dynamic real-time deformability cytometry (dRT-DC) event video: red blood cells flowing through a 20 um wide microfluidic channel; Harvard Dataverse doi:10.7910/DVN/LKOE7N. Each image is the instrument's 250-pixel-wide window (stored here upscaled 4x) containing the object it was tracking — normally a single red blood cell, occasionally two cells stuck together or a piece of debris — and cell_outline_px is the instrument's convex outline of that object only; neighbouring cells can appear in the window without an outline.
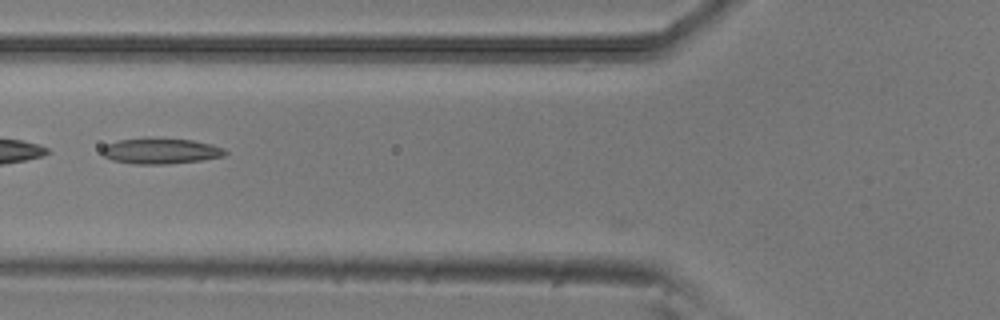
{"species": "common noctule bat (a hibernating species)", "species_latin": "Nyctalus noctula", "temperature_condition": "room temperature", "stored_images_in_passage": 36, "camera_frame_rate_fps": 3000, "um_per_image_px": 0.085, "animal": {"sex": "male", "body_mass_g": 20.5, "forearm_length_mm": 52.5}, "frame": {"image": 1, "passage_image": 4, "time_ms": 1.0, "image_size_px": [1000, 320], "cell_outline_px": [[228, 152], [224, 156], [200, 160], [168, 164], [132, 164], [112, 160], [104, 156], [100, 152], [100, 148], [104, 144], [120, 140], [144, 136], [192, 140], [212, 144], [224, 148]], "centroid_in_image_um": [13.59, 12.81], "position_along_channel_um": 112.2, "area_um2": 19.02}}